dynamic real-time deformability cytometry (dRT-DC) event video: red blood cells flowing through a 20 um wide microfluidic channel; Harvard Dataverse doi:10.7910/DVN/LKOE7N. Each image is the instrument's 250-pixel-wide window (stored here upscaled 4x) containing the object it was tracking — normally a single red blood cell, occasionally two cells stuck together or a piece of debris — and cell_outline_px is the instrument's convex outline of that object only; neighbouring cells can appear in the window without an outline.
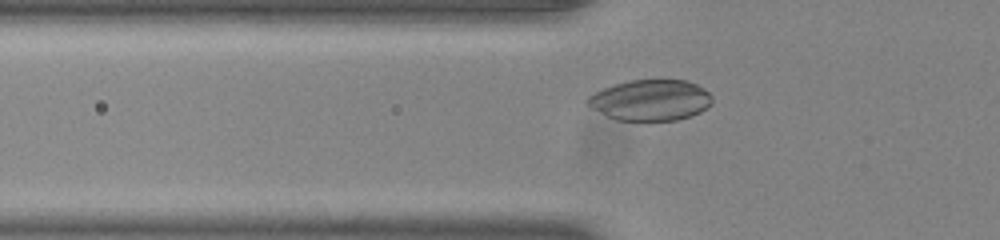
{"species": "common noctule bat (a hibernating species)", "species_latin": "Nyctalus noctula", "temperature_condition": "room temperature", "stored_images_in_passage": 37, "camera_frame_rate_fps": 3000, "um_per_image_px": 0.085, "animal": {"sex": "male", "body_mass_g": 20.0, "forearm_length_mm": 53.3}, "frame": {"image": 1, "passage_image": 2, "time_ms": 0.333, "image_size_px": [1000, 240], "cell_outline_px": [[712, 104], [708, 108], [700, 112], [676, 120], [616, 120], [592, 108], [588, 104], [588, 96], [604, 88], [628, 80], [688, 80], [704, 88], [712, 96]], "centroid_in_image_um": [55.34, 8.5], "position_along_channel_um": 70.5, "area_um2": 29.48}}
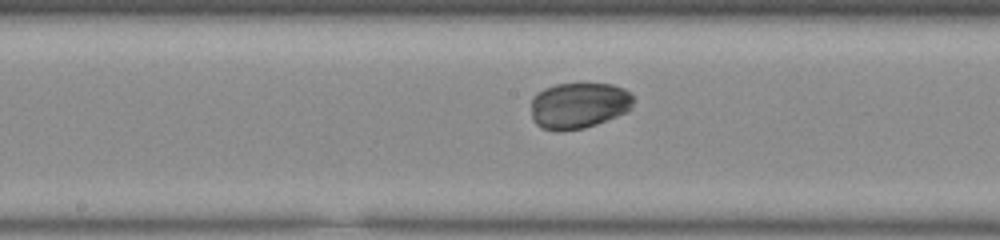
{"frame": {"image": 2, "passage_image": 12, "time_ms": 3.667, "image_size_px": [1000, 240], "cell_outline_px": [[632, 108], [628, 112], [596, 124], [584, 128], [556, 132], [540, 128], [532, 120], [532, 96], [536, 92], [544, 88], [556, 84], [612, 84], [624, 88], [632, 96]], "centroid_in_image_um": [49.16, 8.98], "position_along_channel_um": 199.0, "area_um2": 27.74}}
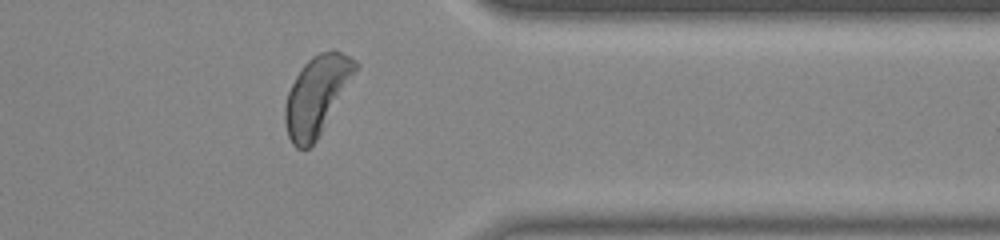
{"frame": {"image": 3, "passage_image": 27, "time_ms": 8.667, "image_size_px": [1000, 240], "cell_outline_px": [[360, 68], [316, 140], [308, 148], [296, 148], [292, 144], [288, 136], [284, 120], [284, 108], [288, 92], [296, 76], [304, 64], [312, 56], [320, 52], [332, 48], [356, 60], [360, 64]], "centroid_in_image_um": [26.95, 8.07], "position_along_channel_um": 384.4, "area_um2": 32.31}, "authors_computed_cell_mechanics": {"area_um2": 29.3046, "velocity_mm_per_s": 3.8614, "shape_relaxation_time_tau1_ms": 3.2408, "shape_relaxation_time_tau2_ms": null, "deformation_change_tau1": 0.1014, "deformation_change_tau2": null}}